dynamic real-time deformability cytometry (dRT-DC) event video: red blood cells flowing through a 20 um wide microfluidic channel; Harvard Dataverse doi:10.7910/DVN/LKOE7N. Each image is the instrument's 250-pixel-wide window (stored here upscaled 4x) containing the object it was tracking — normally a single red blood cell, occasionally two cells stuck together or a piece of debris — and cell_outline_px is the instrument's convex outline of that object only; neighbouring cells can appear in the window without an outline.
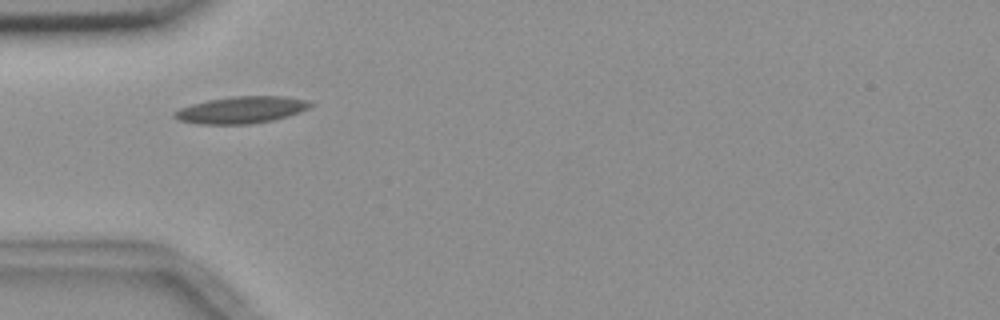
{"species": "common noctule bat (a hibernating species)", "species_latin": "Nyctalus noctula", "temperature_condition": "room temperature", "stored_images_in_passage": 6, "camera_frame_rate_fps": 3000, "um_per_image_px": 0.085, "animal": {"sex": "female", "body_mass_g": 18.4}, "frame": {"image": 1, "passage_image": 3, "time_ms": 3.0, "image_size_px": [1000, 320], "cell_outline_px": [[312, 104], [308, 108], [300, 112], [288, 116], [272, 120], [248, 124], [196, 124], [180, 120], [172, 116], [172, 112], [180, 108], [192, 104], [208, 100], [232, 96], [284, 96], [308, 100]], "centroid_in_image_um": [20.49, 9.34], "position_along_channel_um": 64.5, "area_um2": 21.27}}
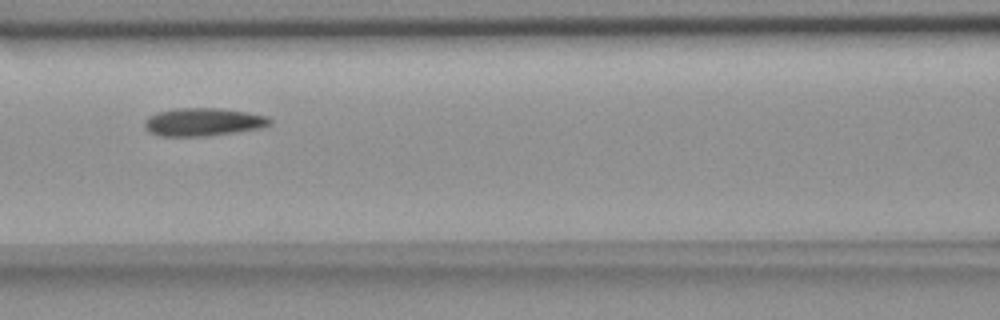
{"frame": {"image": 2, "passage_image": 5, "time_ms": 5.333, "image_size_px": [1000, 320], "cell_outline_px": [[272, 120], [268, 124], [260, 128], [204, 136], [160, 136], [148, 132], [144, 128], [144, 120], [148, 116], [156, 112], [176, 108], [224, 108], [248, 112], [268, 116]], "centroid_in_image_um": [17.21, 10.35], "position_along_channel_um": 149.4, "area_um2": 20.52}}
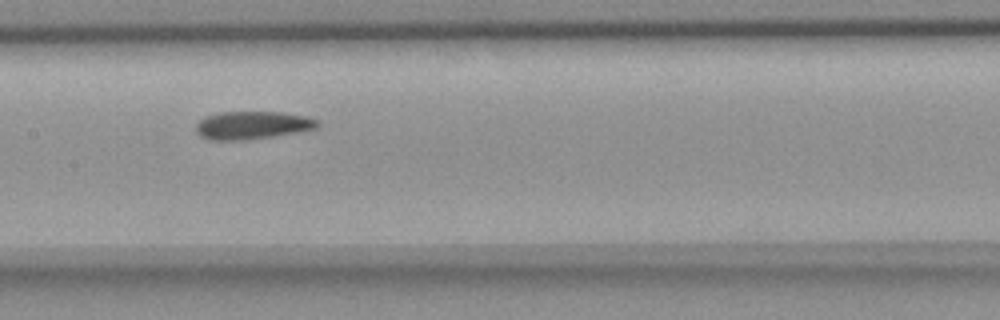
{"frame": {"image": 3, "passage_image": 6, "time_ms": 6.333, "image_size_px": [1000, 320], "cell_outline_px": [[320, 124], [316, 128], [296, 132], [248, 140], [208, 140], [200, 136], [196, 132], [196, 124], [204, 116], [220, 112], [284, 112], [304, 116], [320, 120]], "centroid_in_image_um": [21.42, 10.64], "position_along_channel_um": 186.0, "area_um2": 19.88}}